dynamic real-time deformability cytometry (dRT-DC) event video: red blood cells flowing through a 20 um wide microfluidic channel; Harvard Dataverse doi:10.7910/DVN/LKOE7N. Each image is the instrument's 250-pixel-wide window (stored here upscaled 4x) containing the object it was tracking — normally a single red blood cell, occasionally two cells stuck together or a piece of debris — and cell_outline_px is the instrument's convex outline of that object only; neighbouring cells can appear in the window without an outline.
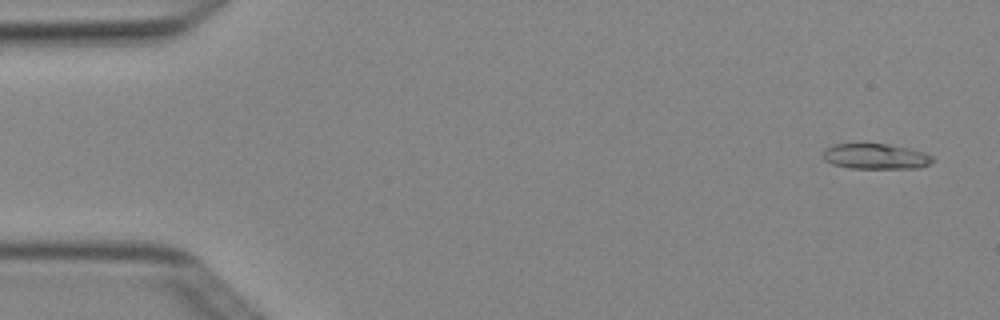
{"species": "Egyptian fruit bat (a non-hibernating species)", "species_latin": "Rousettus aegyptiacus", "temperature_condition": "cold", "stored_images_in_passage": 5, "camera_frame_rate_fps": 3000, "um_per_image_px": 0.085, "animal": {"sex": "female"}, "frame": {"image": 1, "passage_image": 1, "time_ms": 0.0, "image_size_px": [1000, 320], "cell_outline_px": [[936, 160], [920, 168], [848, 168], [832, 164], [824, 160], [824, 148], [832, 144], [888, 144], [912, 148], [924, 152], [932, 156]], "centroid_in_image_um": [74.45, 13.29], "position_along_channel_um": 10.5, "area_um2": 16.42}}
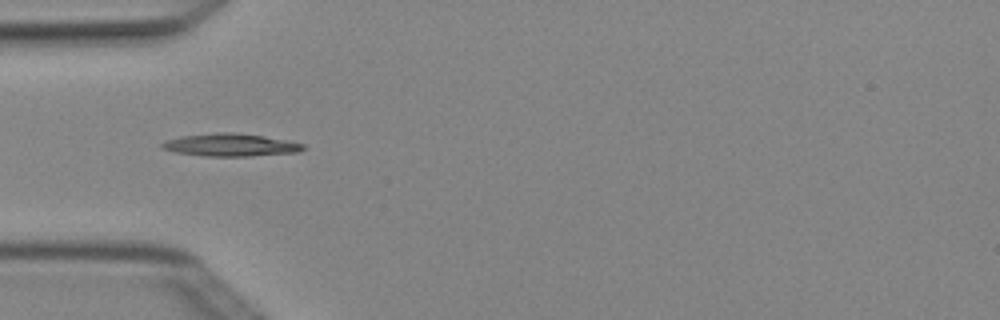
{"frame": {"image": 2, "passage_image": 4, "time_ms": 1.0, "image_size_px": [1000, 320], "cell_outline_px": [[304, 148], [300, 152], [252, 156], [204, 156], [176, 152], [160, 148], [160, 144], [164, 140], [180, 136], [220, 132], [228, 132], [260, 136], [284, 140], [304, 144]], "centroid_in_image_um": [19.53, 12.33], "position_along_channel_um": 65.5, "area_um2": 18.5}}
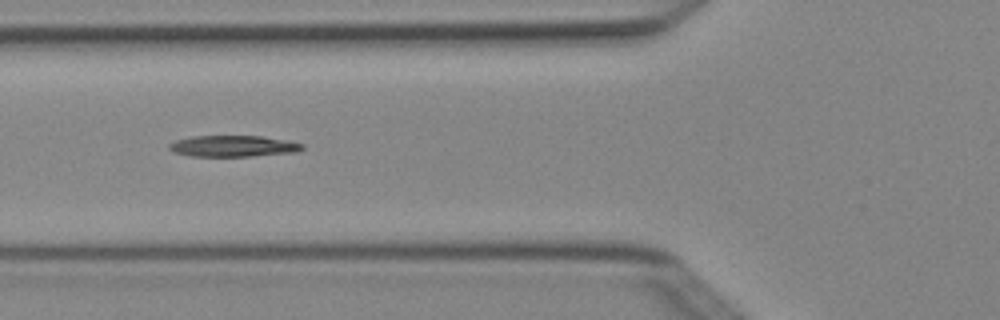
{"frame": {"image": 3, "passage_image": 5, "time_ms": 1.333, "image_size_px": [1000, 320], "cell_outline_px": [[304, 148], [296, 152], [252, 156], [188, 156], [172, 152], [168, 148], [168, 144], [176, 140], [192, 136], [260, 136], [288, 140], [304, 144]], "centroid_in_image_um": [19.8, 12.42], "position_along_channel_um": 106.0, "area_um2": 16.59}}